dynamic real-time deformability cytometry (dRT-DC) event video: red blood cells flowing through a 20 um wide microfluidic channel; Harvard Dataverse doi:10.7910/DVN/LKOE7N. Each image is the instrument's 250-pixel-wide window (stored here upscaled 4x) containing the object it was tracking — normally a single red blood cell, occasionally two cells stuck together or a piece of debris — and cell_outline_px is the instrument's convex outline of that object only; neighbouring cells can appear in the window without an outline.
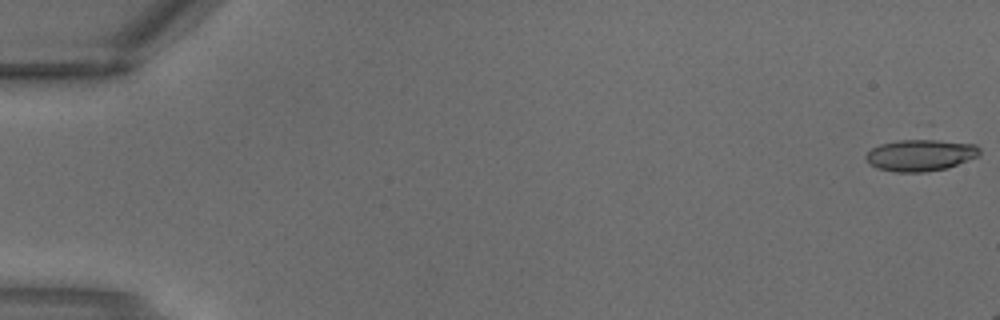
{"species": "common noctule bat (a hibernating species)", "species_latin": "Nyctalus noctula", "temperature_condition": "warm", "stored_images_in_passage": 5, "segment_of_instrument_passage": [1, 2], "camera_frame_rate_fps": 3000, "um_per_image_px": 0.085, "animal": {"sex": "male", "body_mass_g": 18.8}, "frame": {"image": 1, "passage_image": 1, "time_ms": 0.0, "image_size_px": [1000, 320], "cell_outline_px": [[980, 152], [976, 156], [948, 168], [924, 172], [896, 172], [876, 168], [864, 156], [872, 148], [880, 144], [928, 124], [932, 124], [976, 144], [980, 148]], "centroid_in_image_um": [78.41, 12.84], "position_along_channel_um": 6.6, "area_um2": 26.01}}
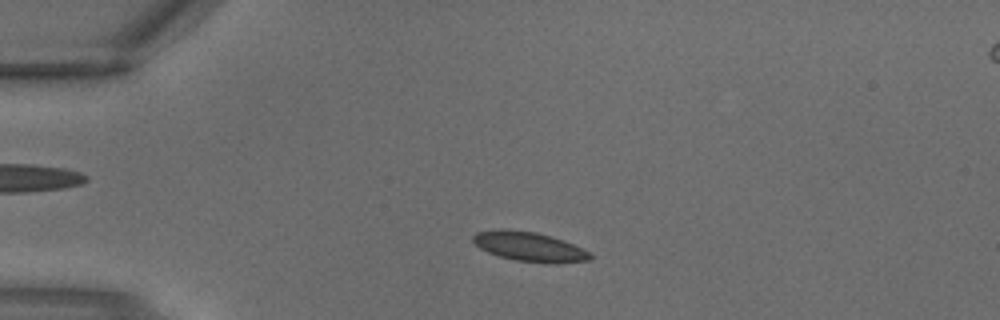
{"frame": {"image": 2, "passage_image": 4, "time_ms": 1.0, "image_size_px": [1000, 320], "cell_outline_px": [[592, 260], [556, 264], [516, 260], [500, 256], [488, 252], [480, 248], [472, 240], [472, 236], [476, 232], [500, 228], [504, 228], [536, 232], [552, 236], [564, 240], [588, 252], [592, 256]], "centroid_in_image_um": [44.98, 20.95], "position_along_channel_um": 40.0, "area_um2": 20.17}}